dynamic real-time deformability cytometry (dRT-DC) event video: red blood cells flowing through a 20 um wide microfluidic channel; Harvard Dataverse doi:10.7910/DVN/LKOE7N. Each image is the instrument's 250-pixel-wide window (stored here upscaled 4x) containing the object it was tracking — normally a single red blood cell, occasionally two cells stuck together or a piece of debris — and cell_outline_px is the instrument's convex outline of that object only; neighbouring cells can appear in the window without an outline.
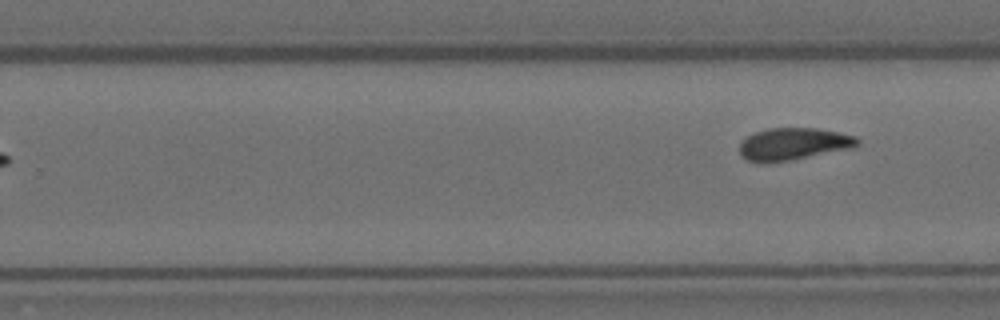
{"species": "Egyptian fruit bat (a non-hibernating species)", "species_latin": "Rousettus aegyptiacus", "temperature_condition": "room temperature", "stored_images_in_passage": 11, "segment_of_instrument_passage": [2, 2], "camera_frame_rate_fps": 3000, "um_per_image_px": 0.085, "animal": {"sex": "female"}, "frame": {"image": 1, "passage_image": 11, "time_ms": 3.333, "image_size_px": [1000, 320], "cell_outline_px": [[860, 144], [852, 148], [788, 160], [760, 164], [748, 160], [740, 152], [740, 144], [748, 136], [756, 132], [768, 128], [816, 128], [856, 136], [860, 140]], "centroid_in_image_um": [67.45, 12.24], "position_along_channel_um": 262.3, "area_um2": 21.85}}